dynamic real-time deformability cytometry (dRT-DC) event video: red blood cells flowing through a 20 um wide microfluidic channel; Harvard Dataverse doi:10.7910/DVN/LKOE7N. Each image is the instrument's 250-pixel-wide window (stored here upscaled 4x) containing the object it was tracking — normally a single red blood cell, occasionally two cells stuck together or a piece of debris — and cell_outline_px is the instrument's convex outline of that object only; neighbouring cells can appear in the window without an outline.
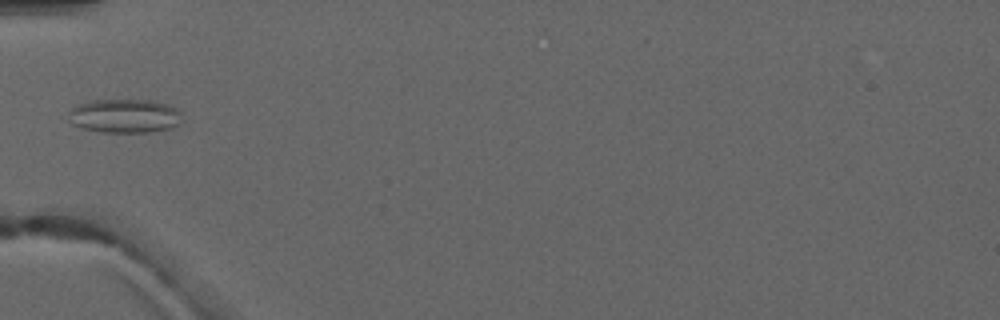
{"species": "common noctule bat (a hibernating species)", "species_latin": "Nyctalus noctula", "temperature_condition": "warm", "stored_images_in_passage": 5, "camera_frame_rate_fps": 3000, "um_per_image_px": 0.085, "animal": {"sex": "male", "forearm_length_mm": 52.5}, "frame": {"image": 1, "passage_image": 5, "time_ms": 4.667, "image_size_px": [1000, 320], "cell_outline_px": [[180, 124], [172, 128], [148, 132], [100, 132], [80, 128], [72, 124], [68, 120], [68, 112], [72, 108], [80, 104], [92, 100], [152, 100], [168, 104], [176, 108], [180, 112]], "centroid_in_image_um": [10.57, 9.86], "position_along_channel_um": 74.4, "area_um2": 22.6}}